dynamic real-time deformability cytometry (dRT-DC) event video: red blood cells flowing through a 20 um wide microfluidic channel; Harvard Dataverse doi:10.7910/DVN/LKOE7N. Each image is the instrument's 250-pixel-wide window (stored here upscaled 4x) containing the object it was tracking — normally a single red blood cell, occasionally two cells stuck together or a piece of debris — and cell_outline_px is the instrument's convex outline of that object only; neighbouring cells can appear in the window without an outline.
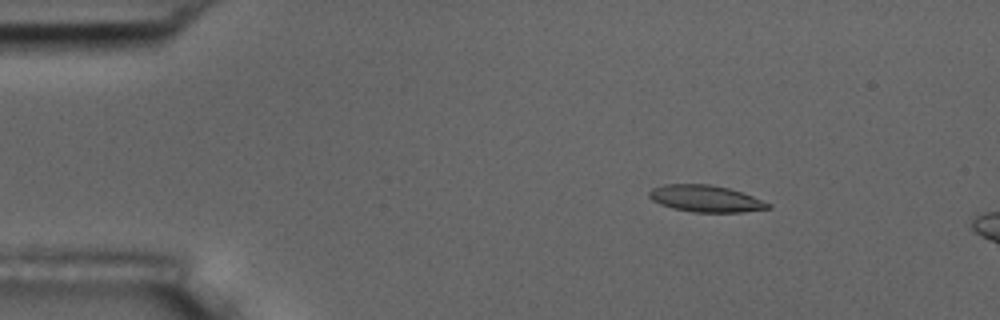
{"species": "common noctule bat (a hibernating species)", "species_latin": "Nyctalus noctula", "temperature_condition": "room temperature", "stored_images_in_passage": 5, "camera_frame_rate_fps": 3000, "um_per_image_px": 0.085, "animal": {"sex": "male", "body_mass_g": 17.5, "forearm_length_mm": 52.3}, "frame": {"image": 1, "passage_image": 3, "time_ms": 0.667, "image_size_px": [1000, 320], "cell_outline_px": [[772, 208], [744, 212], [692, 212], [672, 208], [660, 204], [652, 200], [648, 196], [648, 192], [652, 188], [664, 184], [708, 184], [728, 188], [752, 196], [772, 204]], "centroid_in_image_um": [59.97, 16.89], "position_along_channel_um": 25.0, "area_um2": 18.55}}